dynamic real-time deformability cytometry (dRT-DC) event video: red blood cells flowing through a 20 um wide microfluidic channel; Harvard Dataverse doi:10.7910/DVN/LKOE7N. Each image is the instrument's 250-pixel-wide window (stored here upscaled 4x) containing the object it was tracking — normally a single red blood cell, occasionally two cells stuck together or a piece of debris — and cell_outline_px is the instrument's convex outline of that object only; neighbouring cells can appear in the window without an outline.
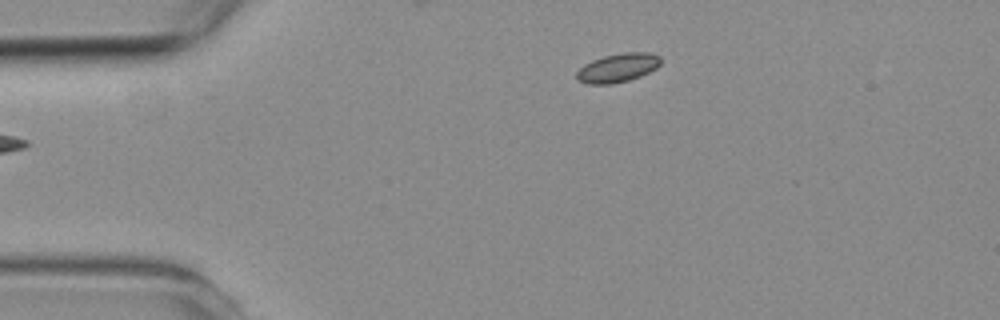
{"species": "common noctule bat (a hibernating species)", "species_latin": "Nyctalus noctula", "temperature_condition": "room temperature", "stored_images_in_passage": 2, "camera_frame_rate_fps": 3000, "um_per_image_px": 0.085, "animal": {"sex": "female", "body_mass_g": 19.3, "forearm_length_mm": 54.1}, "frame": {"image": 1, "passage_image": 2, "time_ms": 1.0, "image_size_px": [1000, 320], "cell_outline_px": [[660, 64], [656, 68], [640, 76], [628, 80], [608, 84], [588, 84], [576, 80], [576, 72], [584, 64], [592, 60], [604, 56], [624, 52], [652, 52], [660, 56]], "centroid_in_image_um": [52.5, 5.75], "position_along_channel_um": 32.5, "area_um2": 14.1}}